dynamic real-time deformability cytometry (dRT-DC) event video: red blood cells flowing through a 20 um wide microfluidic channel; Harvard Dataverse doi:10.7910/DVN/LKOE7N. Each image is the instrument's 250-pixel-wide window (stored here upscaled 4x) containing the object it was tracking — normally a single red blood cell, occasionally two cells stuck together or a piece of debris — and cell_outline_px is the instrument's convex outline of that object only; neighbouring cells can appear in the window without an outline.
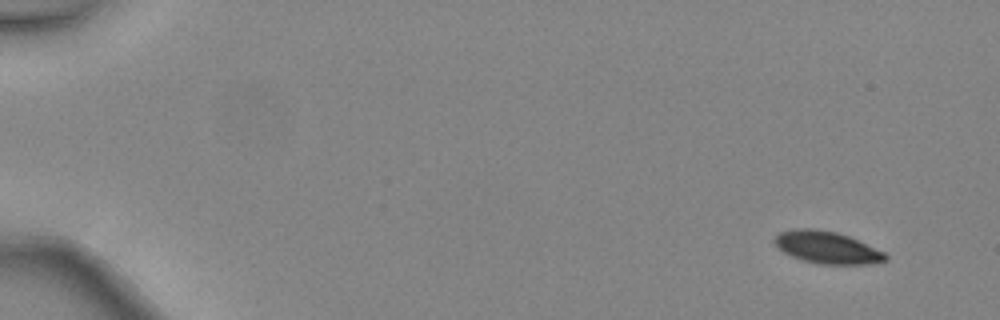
{"species": "common noctule bat (a hibernating species)", "species_latin": "Nyctalus noctula", "temperature_condition": "warm", "stored_images_in_passage": 6, "segment_of_instrument_passage": [2, 2], "camera_frame_rate_fps": 3000, "um_per_image_px": 0.085, "animal": {"sex": "female", "body_mass_g": 24.6, "forearm_length_mm": 56.2}, "frame": {"image": 1, "passage_image": 6, "time_ms": 1.667, "image_size_px": [1000, 320], "cell_outline_px": [[888, 260], [868, 264], [820, 264], [804, 260], [792, 256], [776, 248], [772, 240], [780, 232], [796, 228], [812, 228], [836, 232], [848, 236], [884, 252], [888, 256]], "centroid_in_image_um": [70.26, 21.03], "position_along_channel_um": 14.7, "area_um2": 20.69}}